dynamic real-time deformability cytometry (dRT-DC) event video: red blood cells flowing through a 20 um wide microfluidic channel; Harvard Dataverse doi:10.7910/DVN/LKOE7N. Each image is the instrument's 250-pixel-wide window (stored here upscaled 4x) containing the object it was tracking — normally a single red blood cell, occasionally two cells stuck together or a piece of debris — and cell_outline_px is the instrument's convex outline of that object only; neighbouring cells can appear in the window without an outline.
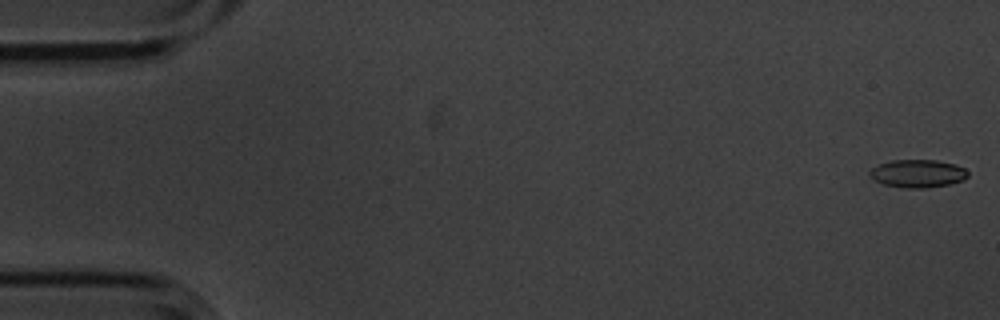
{"species": "common noctule bat (a hibernating species)", "species_latin": "Nyctalus noctula", "temperature_condition": "cold", "stored_images_in_passage": 8, "camera_frame_rate_fps": 3000, "um_per_image_px": 0.085, "animal": {"sex": "male", "body_mass_g": 20.1, "forearm_length_mm": 53.5}, "frame": {"image": 1, "passage_image": 1, "time_ms": 0.0, "image_size_px": [1000, 320], "cell_outline_px": [[968, 176], [964, 180], [948, 184], [924, 188], [904, 188], [884, 184], [876, 180], [868, 172], [872, 168], [880, 164], [892, 160], [936, 160], [956, 164], [964, 168], [968, 172]], "centroid_in_image_um": [78.04, 14.74], "position_along_channel_um": 7.0, "area_um2": 15.84}}
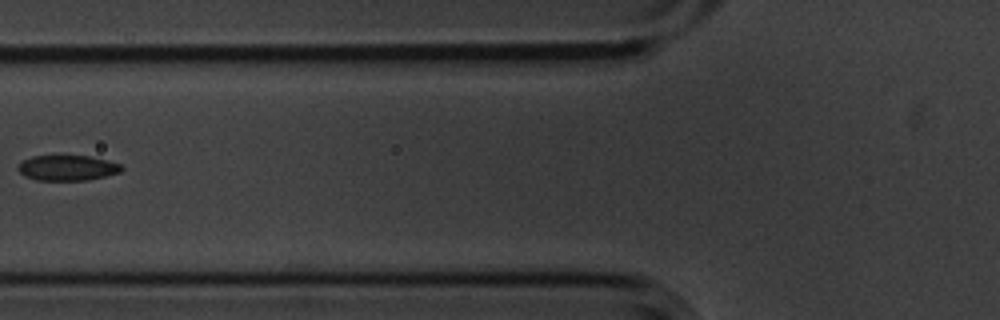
{"frame": {"image": 2, "passage_image": 7, "time_ms": 2.0, "image_size_px": [1000, 320], "cell_outline_px": [[124, 168], [120, 172], [88, 180], [36, 180], [24, 176], [16, 168], [24, 160], [32, 156], [88, 156], [108, 160], [120, 164]], "centroid_in_image_um": [5.73, 14.27], "position_along_channel_um": 120.1, "area_um2": 15.2}}
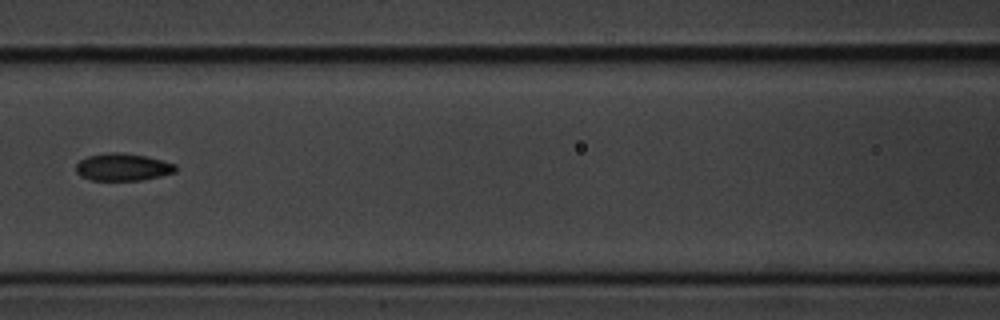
{"frame": {"image": 3, "passage_image": 8, "time_ms": 2.333, "image_size_px": [1000, 320], "cell_outline_px": [[176, 172], [160, 176], [140, 180], [92, 180], [80, 176], [76, 172], [76, 164], [80, 160], [88, 156], [108, 152], [120, 152], [144, 156], [176, 164]], "centroid_in_image_um": [10.41, 14.2], "position_along_channel_um": 156.2, "area_um2": 15.78}}